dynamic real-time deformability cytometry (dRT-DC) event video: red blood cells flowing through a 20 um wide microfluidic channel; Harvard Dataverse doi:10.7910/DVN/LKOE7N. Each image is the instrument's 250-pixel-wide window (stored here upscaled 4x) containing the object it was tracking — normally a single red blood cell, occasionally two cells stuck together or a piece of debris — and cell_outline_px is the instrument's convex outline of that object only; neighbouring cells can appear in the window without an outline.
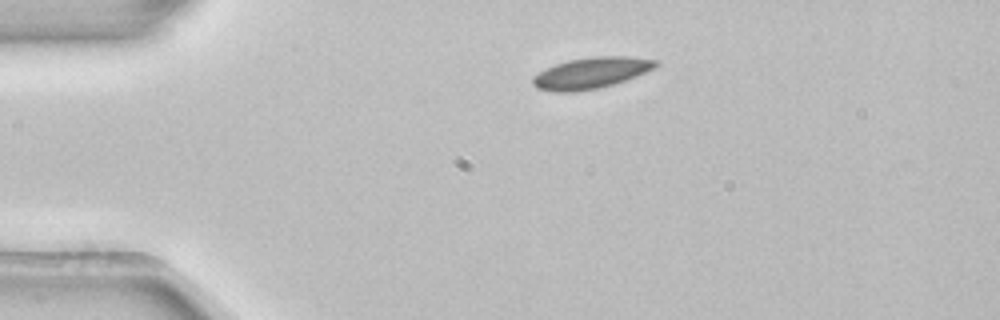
{"species": "common noctule bat (a hibernating species)", "species_latin": "Nyctalus noctula", "temperature_condition": "room temperature", "stored_images_in_passage": 3, "camera_frame_rate_fps": 3000, "um_per_image_px": 0.085, "animal": {"sex": "female", "body_mass_g": 22.7, "forearm_length_mm": 54.2}, "frame": {"image": 1, "passage_image": 3, "time_ms": 0.667, "image_size_px": [1000, 320], "cell_outline_px": [[660, 64], [636, 76], [612, 84], [596, 88], [568, 92], [556, 92], [536, 88], [532, 84], [532, 76], [556, 64], [568, 60], [592, 56], [628, 56], [660, 60]], "centroid_in_image_um": [50.24, 6.18], "position_along_channel_um": 34.8, "area_um2": 22.08}}